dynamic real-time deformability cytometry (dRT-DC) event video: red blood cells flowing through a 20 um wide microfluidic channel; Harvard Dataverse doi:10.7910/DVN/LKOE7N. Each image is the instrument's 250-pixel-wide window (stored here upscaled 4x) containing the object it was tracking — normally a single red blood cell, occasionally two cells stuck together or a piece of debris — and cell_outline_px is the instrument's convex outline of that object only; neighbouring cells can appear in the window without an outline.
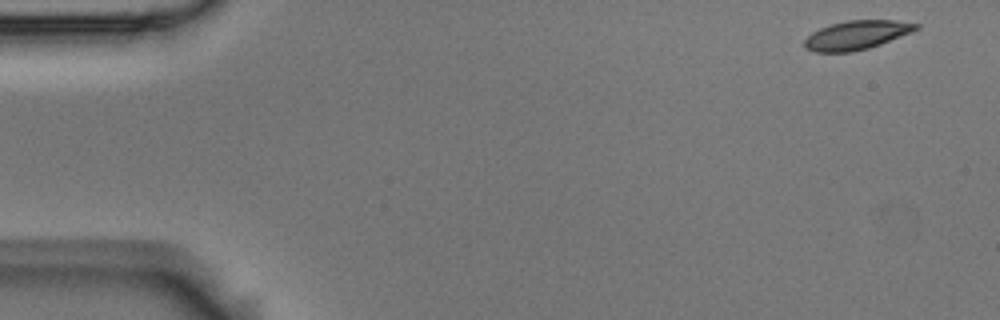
{"species": "Egyptian fruit bat (a non-hibernating species)", "species_latin": "Rousettus aegyptiacus", "temperature_condition": "room temperature", "stored_images_in_passage": 10, "camera_frame_rate_fps": 3000, "um_per_image_px": 0.085, "animal": {"sex": "male"}, "frame": {"image": 1, "passage_image": 1, "time_ms": 0.0, "image_size_px": [1000, 320], "cell_outline_px": [[920, 28], [912, 32], [880, 44], [868, 48], [852, 52], [816, 52], [804, 48], [804, 40], [812, 32], [820, 28], [832, 24], [848, 20], [892, 20], [920, 24]], "centroid_in_image_um": [72.81, 2.98], "position_along_channel_um": 12.2, "area_um2": 18.73}}
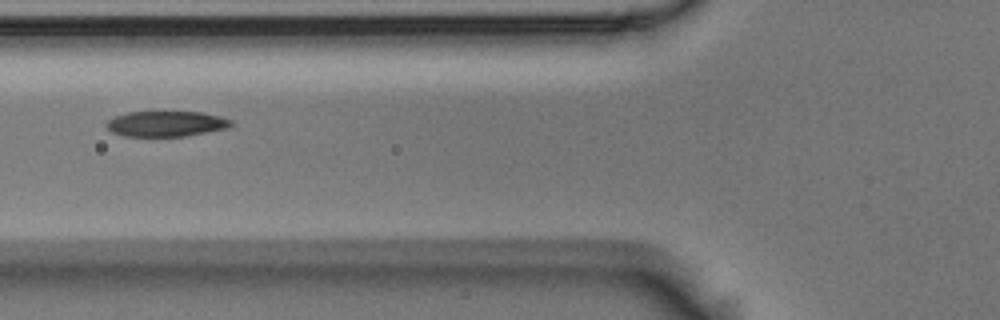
{"frame": {"image": 2, "passage_image": 6, "time_ms": 1.667, "image_size_px": [1000, 320], "cell_outline_px": [[232, 124], [228, 128], [184, 136], [124, 136], [112, 132], [104, 124], [108, 120], [116, 116], [128, 112], [200, 112], [220, 116], [232, 120]], "centroid_in_image_um": [14.11, 10.52], "position_along_channel_um": 111.7, "area_um2": 18.38}}
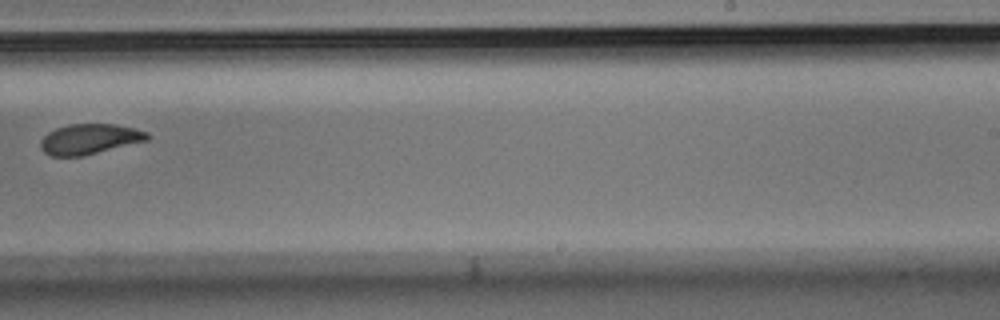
{"frame": {"image": 3, "passage_image": 10, "time_ms": 3.0, "image_size_px": [1000, 320], "cell_outline_px": [[148, 140], [84, 156], [52, 156], [44, 152], [40, 148], [40, 140], [48, 132], [56, 128], [68, 124], [116, 124], [136, 128], [148, 132]], "centroid_in_image_um": [7.6, 11.82], "position_along_channel_um": 281.4, "area_um2": 18.96}}